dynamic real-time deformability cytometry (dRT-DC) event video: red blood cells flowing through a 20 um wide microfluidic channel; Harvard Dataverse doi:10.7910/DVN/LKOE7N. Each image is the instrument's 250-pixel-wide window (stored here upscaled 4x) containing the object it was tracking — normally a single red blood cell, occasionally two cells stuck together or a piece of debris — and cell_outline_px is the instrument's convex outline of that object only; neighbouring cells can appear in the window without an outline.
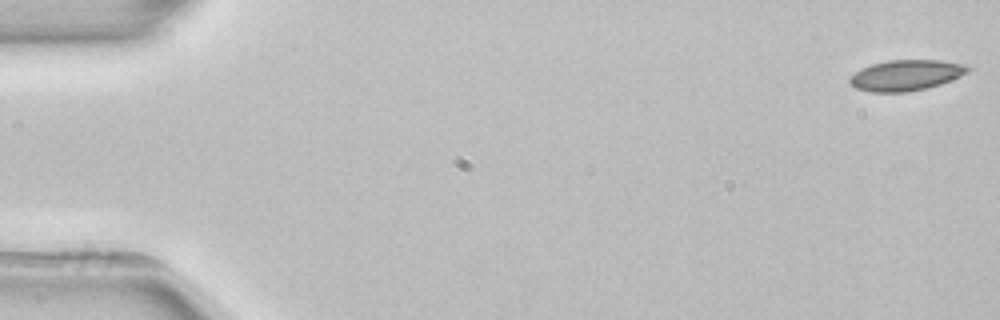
{"species": "common noctule bat (a hibernating species)", "species_latin": "Nyctalus noctula", "temperature_condition": "room temperature", "stored_images_in_passage": 4, "camera_frame_rate_fps": 3000, "um_per_image_px": 0.085, "animal": {"sex": "female", "body_mass_g": 22.7, "forearm_length_mm": 54.2}, "frame": {"image": 1, "passage_image": 1, "time_ms": 0.0, "image_size_px": [1000, 320], "cell_outline_px": [[972, 68], [968, 72], [952, 80], [940, 84], [908, 92], [872, 92], [856, 88], [848, 80], [848, 76], [860, 68], [872, 64], [888, 60], [940, 60], [968, 64]], "centroid_in_image_um": [77.02, 6.38], "position_along_channel_um": 8.0, "area_um2": 21.33}}
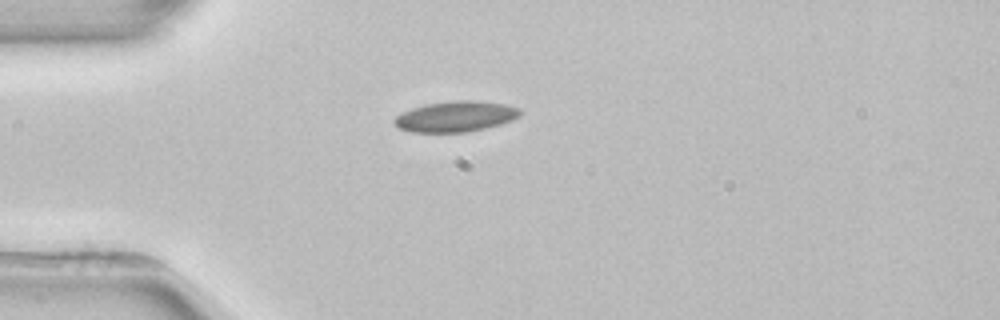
{"frame": {"image": 2, "passage_image": 4, "time_ms": 4.333, "image_size_px": [1000, 320], "cell_outline_px": [[520, 116], [512, 120], [500, 124], [468, 132], [412, 132], [400, 128], [392, 120], [396, 116], [412, 108], [424, 104], [452, 100], [476, 100], [504, 104], [520, 108]], "centroid_in_image_um": [38.74, 9.89], "position_along_channel_um": 46.3, "area_um2": 22.43}}